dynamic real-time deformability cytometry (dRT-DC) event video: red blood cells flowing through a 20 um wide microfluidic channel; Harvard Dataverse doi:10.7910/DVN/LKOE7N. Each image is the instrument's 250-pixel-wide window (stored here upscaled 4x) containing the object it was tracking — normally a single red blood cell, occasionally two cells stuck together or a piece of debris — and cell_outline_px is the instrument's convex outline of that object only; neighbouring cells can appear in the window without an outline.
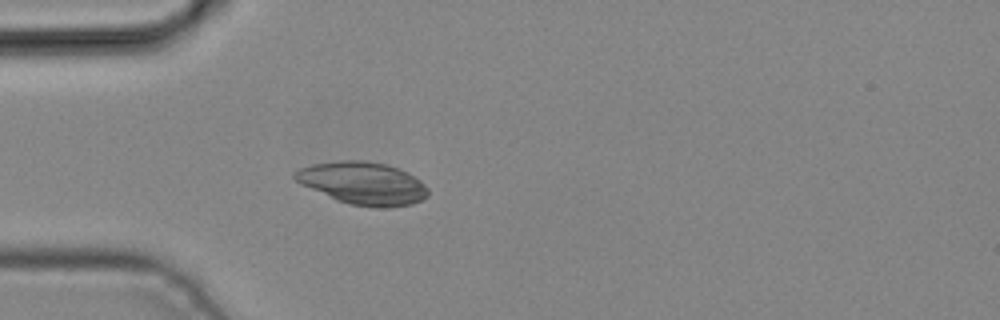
{"species": "common noctule bat (a hibernating species)", "species_latin": "Nyctalus noctula", "temperature_condition": "cold", "stored_images_in_passage": 4, "camera_frame_rate_fps": 3000, "um_per_image_px": 0.085, "animal": {"sex": "male", "body_mass_g": 19.2, "forearm_length_mm": 51.8}, "frame": {"image": 1, "passage_image": 4, "time_ms": 1.0, "image_size_px": [1000, 320], "cell_outline_px": [[428, 196], [412, 204], [388, 208], [376, 208], [348, 204], [336, 200], [300, 184], [292, 176], [292, 172], [300, 168], [312, 164], [340, 160], [364, 160], [388, 164], [408, 172], [420, 180], [428, 188]], "centroid_in_image_um": [30.84, 15.57], "position_along_channel_um": 54.2, "area_um2": 33.41}}